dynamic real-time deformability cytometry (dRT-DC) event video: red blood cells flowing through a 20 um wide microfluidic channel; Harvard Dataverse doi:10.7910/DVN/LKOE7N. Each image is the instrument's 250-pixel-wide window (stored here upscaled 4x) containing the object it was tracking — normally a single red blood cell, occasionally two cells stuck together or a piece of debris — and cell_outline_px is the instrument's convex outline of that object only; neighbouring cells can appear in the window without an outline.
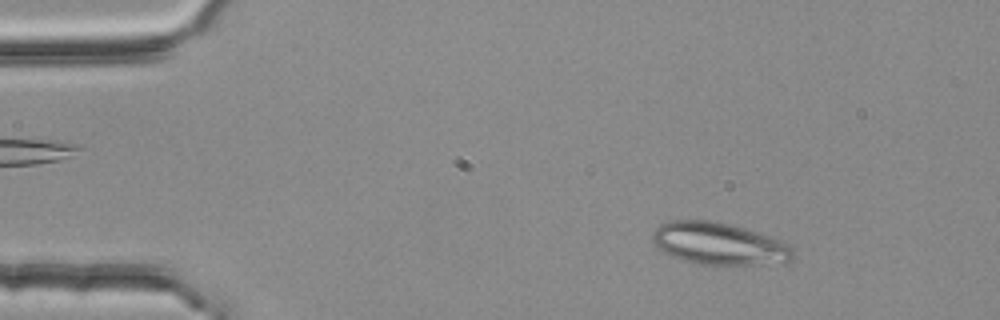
{"species": "common noctule bat (a hibernating species)", "species_latin": "Nyctalus noctula", "temperature_condition": "room temperature", "stored_images_in_passage": 2, "camera_frame_rate_fps": 3000, "um_per_image_px": 0.085, "animal": {"sex": "female", "body_mass_g": 25.1}, "frame": {"image": 1, "passage_image": 1, "time_ms": 0.0, "image_size_px": [1000, 320], "cell_outline_px": [[796, 256], [792, 260], [784, 264], [700, 264], [680, 260], [664, 252], [652, 240], [652, 232], [660, 224], [672, 220], [708, 220], [732, 224], [744, 228], [776, 240], [792, 248]], "centroid_in_image_um": [61.1, 20.72], "position_along_channel_um": 23.9, "area_um2": 34.28}}